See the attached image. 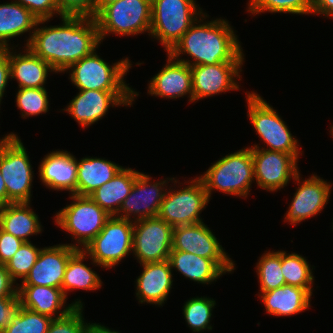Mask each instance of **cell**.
<instances>
[{"mask_svg": "<svg viewBox=\"0 0 333 333\" xmlns=\"http://www.w3.org/2000/svg\"><path fill=\"white\" fill-rule=\"evenodd\" d=\"M260 292H267L286 285L281 269V250L265 251L256 263Z\"/></svg>", "mask_w": 333, "mask_h": 333, "instance_id": "d6a6232c", "label": "cell"}, {"mask_svg": "<svg viewBox=\"0 0 333 333\" xmlns=\"http://www.w3.org/2000/svg\"><path fill=\"white\" fill-rule=\"evenodd\" d=\"M139 173L138 170L123 167L115 177L97 188L89 197L110 216H115L122 202L129 196Z\"/></svg>", "mask_w": 333, "mask_h": 333, "instance_id": "f546056e", "label": "cell"}, {"mask_svg": "<svg viewBox=\"0 0 333 333\" xmlns=\"http://www.w3.org/2000/svg\"><path fill=\"white\" fill-rule=\"evenodd\" d=\"M215 305L216 301L213 298H207V296H196L188 299L182 307L187 326L194 333H202L206 329L207 331L212 330L213 326H211L210 321L212 320V311Z\"/></svg>", "mask_w": 333, "mask_h": 333, "instance_id": "836d02e7", "label": "cell"}, {"mask_svg": "<svg viewBox=\"0 0 333 333\" xmlns=\"http://www.w3.org/2000/svg\"><path fill=\"white\" fill-rule=\"evenodd\" d=\"M173 178L174 177L154 181L148 174L140 172L135 178L129 196L122 202L115 216L133 222L157 217L169 182L172 181Z\"/></svg>", "mask_w": 333, "mask_h": 333, "instance_id": "2e32d148", "label": "cell"}, {"mask_svg": "<svg viewBox=\"0 0 333 333\" xmlns=\"http://www.w3.org/2000/svg\"><path fill=\"white\" fill-rule=\"evenodd\" d=\"M52 320L21 306L2 333H46Z\"/></svg>", "mask_w": 333, "mask_h": 333, "instance_id": "8d00e7d4", "label": "cell"}, {"mask_svg": "<svg viewBox=\"0 0 333 333\" xmlns=\"http://www.w3.org/2000/svg\"><path fill=\"white\" fill-rule=\"evenodd\" d=\"M249 146L252 152L255 184L263 190L277 192L300 172L293 155Z\"/></svg>", "mask_w": 333, "mask_h": 333, "instance_id": "9a60e30c", "label": "cell"}, {"mask_svg": "<svg viewBox=\"0 0 333 333\" xmlns=\"http://www.w3.org/2000/svg\"><path fill=\"white\" fill-rule=\"evenodd\" d=\"M38 19L21 4L3 2L0 4V47L12 48L10 39L29 32V37L23 48L27 47L33 36ZM10 42V43H9Z\"/></svg>", "mask_w": 333, "mask_h": 333, "instance_id": "484cf974", "label": "cell"}, {"mask_svg": "<svg viewBox=\"0 0 333 333\" xmlns=\"http://www.w3.org/2000/svg\"><path fill=\"white\" fill-rule=\"evenodd\" d=\"M87 333H120V332L111 330L110 328L101 325L99 323H94Z\"/></svg>", "mask_w": 333, "mask_h": 333, "instance_id": "c3c4849f", "label": "cell"}, {"mask_svg": "<svg viewBox=\"0 0 333 333\" xmlns=\"http://www.w3.org/2000/svg\"><path fill=\"white\" fill-rule=\"evenodd\" d=\"M7 204L6 184L0 172V206Z\"/></svg>", "mask_w": 333, "mask_h": 333, "instance_id": "681fc988", "label": "cell"}, {"mask_svg": "<svg viewBox=\"0 0 333 333\" xmlns=\"http://www.w3.org/2000/svg\"><path fill=\"white\" fill-rule=\"evenodd\" d=\"M138 95L136 91L79 90L62 111L86 129L103 119L111 106H132Z\"/></svg>", "mask_w": 333, "mask_h": 333, "instance_id": "7c38bea8", "label": "cell"}, {"mask_svg": "<svg viewBox=\"0 0 333 333\" xmlns=\"http://www.w3.org/2000/svg\"><path fill=\"white\" fill-rule=\"evenodd\" d=\"M171 183L174 187L172 184L168 187L158 217L173 228L203 222L200 214L206 209L210 200L201 179L199 177L189 179L185 181L188 185H183L182 188L180 185L176 186L180 182L175 178Z\"/></svg>", "mask_w": 333, "mask_h": 333, "instance_id": "9c48e42d", "label": "cell"}, {"mask_svg": "<svg viewBox=\"0 0 333 333\" xmlns=\"http://www.w3.org/2000/svg\"><path fill=\"white\" fill-rule=\"evenodd\" d=\"M330 134H331V136L333 137V125L332 126H330Z\"/></svg>", "mask_w": 333, "mask_h": 333, "instance_id": "f907efd6", "label": "cell"}, {"mask_svg": "<svg viewBox=\"0 0 333 333\" xmlns=\"http://www.w3.org/2000/svg\"><path fill=\"white\" fill-rule=\"evenodd\" d=\"M18 295L23 308L53 319L65 316L75 307L84 306L80 299L67 304V298L60 288L18 285Z\"/></svg>", "mask_w": 333, "mask_h": 333, "instance_id": "44dd1931", "label": "cell"}, {"mask_svg": "<svg viewBox=\"0 0 333 333\" xmlns=\"http://www.w3.org/2000/svg\"><path fill=\"white\" fill-rule=\"evenodd\" d=\"M213 233L204 222L177 226L173 229L172 250L212 259L226 273H233L236 267L235 261L226 253Z\"/></svg>", "mask_w": 333, "mask_h": 333, "instance_id": "4fadbf2b", "label": "cell"}, {"mask_svg": "<svg viewBox=\"0 0 333 333\" xmlns=\"http://www.w3.org/2000/svg\"><path fill=\"white\" fill-rule=\"evenodd\" d=\"M248 2L246 11L253 16L264 12L309 15L313 10V0H249Z\"/></svg>", "mask_w": 333, "mask_h": 333, "instance_id": "e575fe53", "label": "cell"}, {"mask_svg": "<svg viewBox=\"0 0 333 333\" xmlns=\"http://www.w3.org/2000/svg\"><path fill=\"white\" fill-rule=\"evenodd\" d=\"M14 49L15 47L8 48L10 79L17 81L18 88L45 87L49 73L55 72L56 74V71L28 47L20 50L21 52Z\"/></svg>", "mask_w": 333, "mask_h": 333, "instance_id": "cb8c5ba5", "label": "cell"}, {"mask_svg": "<svg viewBox=\"0 0 333 333\" xmlns=\"http://www.w3.org/2000/svg\"><path fill=\"white\" fill-rule=\"evenodd\" d=\"M21 307L19 295L17 297L0 298V333L10 324L11 318Z\"/></svg>", "mask_w": 333, "mask_h": 333, "instance_id": "7bdbcfd3", "label": "cell"}, {"mask_svg": "<svg viewBox=\"0 0 333 333\" xmlns=\"http://www.w3.org/2000/svg\"><path fill=\"white\" fill-rule=\"evenodd\" d=\"M18 284L15 282L5 265L0 264V298L1 297H17Z\"/></svg>", "mask_w": 333, "mask_h": 333, "instance_id": "ee69618b", "label": "cell"}, {"mask_svg": "<svg viewBox=\"0 0 333 333\" xmlns=\"http://www.w3.org/2000/svg\"><path fill=\"white\" fill-rule=\"evenodd\" d=\"M61 20L59 25L49 27L42 24L50 20H38L27 46L56 73H64L72 64L99 49L101 44L94 17L62 16Z\"/></svg>", "mask_w": 333, "mask_h": 333, "instance_id": "6da1fadb", "label": "cell"}, {"mask_svg": "<svg viewBox=\"0 0 333 333\" xmlns=\"http://www.w3.org/2000/svg\"><path fill=\"white\" fill-rule=\"evenodd\" d=\"M168 260L172 270H178L185 278L199 284H212L226 274L214 260L189 252L171 250Z\"/></svg>", "mask_w": 333, "mask_h": 333, "instance_id": "83f0119b", "label": "cell"}, {"mask_svg": "<svg viewBox=\"0 0 333 333\" xmlns=\"http://www.w3.org/2000/svg\"><path fill=\"white\" fill-rule=\"evenodd\" d=\"M26 7L38 20H53V16H63L56 0H13ZM58 15V16H57Z\"/></svg>", "mask_w": 333, "mask_h": 333, "instance_id": "ab89813d", "label": "cell"}, {"mask_svg": "<svg viewBox=\"0 0 333 333\" xmlns=\"http://www.w3.org/2000/svg\"><path fill=\"white\" fill-rule=\"evenodd\" d=\"M41 182L51 190L77 195V159L67 150L46 154L38 166Z\"/></svg>", "mask_w": 333, "mask_h": 333, "instance_id": "603a6c76", "label": "cell"}, {"mask_svg": "<svg viewBox=\"0 0 333 333\" xmlns=\"http://www.w3.org/2000/svg\"><path fill=\"white\" fill-rule=\"evenodd\" d=\"M41 249V247H36L31 241L24 242L13 257L6 262L5 267L15 282L18 280L22 282L29 274L31 268L36 263Z\"/></svg>", "mask_w": 333, "mask_h": 333, "instance_id": "74e56055", "label": "cell"}, {"mask_svg": "<svg viewBox=\"0 0 333 333\" xmlns=\"http://www.w3.org/2000/svg\"><path fill=\"white\" fill-rule=\"evenodd\" d=\"M207 18L209 15L203 12L168 53L190 67L244 62L241 42L229 21L221 17L206 21ZM185 54L192 61L182 58Z\"/></svg>", "mask_w": 333, "mask_h": 333, "instance_id": "7a4b0ae2", "label": "cell"}, {"mask_svg": "<svg viewBox=\"0 0 333 333\" xmlns=\"http://www.w3.org/2000/svg\"><path fill=\"white\" fill-rule=\"evenodd\" d=\"M78 249L66 244L43 247L29 274L18 285L60 288L69 258Z\"/></svg>", "mask_w": 333, "mask_h": 333, "instance_id": "d6986e66", "label": "cell"}, {"mask_svg": "<svg viewBox=\"0 0 333 333\" xmlns=\"http://www.w3.org/2000/svg\"><path fill=\"white\" fill-rule=\"evenodd\" d=\"M123 167L105 158L83 157L77 160V195L90 196L115 177Z\"/></svg>", "mask_w": 333, "mask_h": 333, "instance_id": "f1b7e54d", "label": "cell"}, {"mask_svg": "<svg viewBox=\"0 0 333 333\" xmlns=\"http://www.w3.org/2000/svg\"><path fill=\"white\" fill-rule=\"evenodd\" d=\"M173 229L158 216L134 221L132 253L139 264L169 259Z\"/></svg>", "mask_w": 333, "mask_h": 333, "instance_id": "5bb4252c", "label": "cell"}, {"mask_svg": "<svg viewBox=\"0 0 333 333\" xmlns=\"http://www.w3.org/2000/svg\"><path fill=\"white\" fill-rule=\"evenodd\" d=\"M314 267L311 269V265L302 255L281 250V269L287 285L305 288L313 295Z\"/></svg>", "mask_w": 333, "mask_h": 333, "instance_id": "1f68e13d", "label": "cell"}, {"mask_svg": "<svg viewBox=\"0 0 333 333\" xmlns=\"http://www.w3.org/2000/svg\"><path fill=\"white\" fill-rule=\"evenodd\" d=\"M83 307H75L63 317L55 318L46 333H87L94 323L85 322Z\"/></svg>", "mask_w": 333, "mask_h": 333, "instance_id": "f35d334b", "label": "cell"}, {"mask_svg": "<svg viewBox=\"0 0 333 333\" xmlns=\"http://www.w3.org/2000/svg\"><path fill=\"white\" fill-rule=\"evenodd\" d=\"M203 12L195 0H151L149 36L168 53Z\"/></svg>", "mask_w": 333, "mask_h": 333, "instance_id": "5b68a950", "label": "cell"}, {"mask_svg": "<svg viewBox=\"0 0 333 333\" xmlns=\"http://www.w3.org/2000/svg\"><path fill=\"white\" fill-rule=\"evenodd\" d=\"M300 175L299 172L293 179L297 181L295 183L298 187L284 215V222L293 226L321 213L328 204L332 187L323 177L312 174L309 178L301 180Z\"/></svg>", "mask_w": 333, "mask_h": 333, "instance_id": "e0dca14e", "label": "cell"}, {"mask_svg": "<svg viewBox=\"0 0 333 333\" xmlns=\"http://www.w3.org/2000/svg\"><path fill=\"white\" fill-rule=\"evenodd\" d=\"M88 255L81 249H78L68 260L61 289L68 299V291L85 290L96 291L102 287L103 282L99 274L88 267L84 261H87Z\"/></svg>", "mask_w": 333, "mask_h": 333, "instance_id": "4dcf8cb0", "label": "cell"}, {"mask_svg": "<svg viewBox=\"0 0 333 333\" xmlns=\"http://www.w3.org/2000/svg\"><path fill=\"white\" fill-rule=\"evenodd\" d=\"M247 117L262 143V149L293 155L297 160L303 154L298 139L292 135L282 117L260 94L246 91ZM266 148H265V147ZM300 155V156H299Z\"/></svg>", "mask_w": 333, "mask_h": 333, "instance_id": "277c9868", "label": "cell"}, {"mask_svg": "<svg viewBox=\"0 0 333 333\" xmlns=\"http://www.w3.org/2000/svg\"><path fill=\"white\" fill-rule=\"evenodd\" d=\"M71 204L55 214V223L72 236L71 247L83 250L111 217L89 196L70 194Z\"/></svg>", "mask_w": 333, "mask_h": 333, "instance_id": "ba28073f", "label": "cell"}, {"mask_svg": "<svg viewBox=\"0 0 333 333\" xmlns=\"http://www.w3.org/2000/svg\"><path fill=\"white\" fill-rule=\"evenodd\" d=\"M95 20L101 42L111 33L128 37L145 32L150 35L151 0H118L106 6Z\"/></svg>", "mask_w": 333, "mask_h": 333, "instance_id": "30bf717a", "label": "cell"}, {"mask_svg": "<svg viewBox=\"0 0 333 333\" xmlns=\"http://www.w3.org/2000/svg\"><path fill=\"white\" fill-rule=\"evenodd\" d=\"M312 14L333 18V0H313Z\"/></svg>", "mask_w": 333, "mask_h": 333, "instance_id": "bcb514c9", "label": "cell"}, {"mask_svg": "<svg viewBox=\"0 0 333 333\" xmlns=\"http://www.w3.org/2000/svg\"><path fill=\"white\" fill-rule=\"evenodd\" d=\"M142 273L136 277V297L139 303L163 306L173 285L169 260L140 264Z\"/></svg>", "mask_w": 333, "mask_h": 333, "instance_id": "7402d4cb", "label": "cell"}, {"mask_svg": "<svg viewBox=\"0 0 333 333\" xmlns=\"http://www.w3.org/2000/svg\"><path fill=\"white\" fill-rule=\"evenodd\" d=\"M43 88H19L16 93V106L23 119L29 116L46 114L49 111L48 92Z\"/></svg>", "mask_w": 333, "mask_h": 333, "instance_id": "d590c367", "label": "cell"}, {"mask_svg": "<svg viewBox=\"0 0 333 333\" xmlns=\"http://www.w3.org/2000/svg\"><path fill=\"white\" fill-rule=\"evenodd\" d=\"M244 62H221L214 65L190 67L192 72L193 102L219 93L238 91ZM239 79V80H238ZM238 80V81H237Z\"/></svg>", "mask_w": 333, "mask_h": 333, "instance_id": "ac0fdd59", "label": "cell"}, {"mask_svg": "<svg viewBox=\"0 0 333 333\" xmlns=\"http://www.w3.org/2000/svg\"><path fill=\"white\" fill-rule=\"evenodd\" d=\"M10 79L8 48L0 47V105Z\"/></svg>", "mask_w": 333, "mask_h": 333, "instance_id": "f6af8a7d", "label": "cell"}, {"mask_svg": "<svg viewBox=\"0 0 333 333\" xmlns=\"http://www.w3.org/2000/svg\"><path fill=\"white\" fill-rule=\"evenodd\" d=\"M118 0H95L94 18L108 5L117 2Z\"/></svg>", "mask_w": 333, "mask_h": 333, "instance_id": "7dc6e473", "label": "cell"}, {"mask_svg": "<svg viewBox=\"0 0 333 333\" xmlns=\"http://www.w3.org/2000/svg\"><path fill=\"white\" fill-rule=\"evenodd\" d=\"M131 67L128 57L110 65L95 50L72 64L64 73L69 72L71 84L79 90L134 91L124 80Z\"/></svg>", "mask_w": 333, "mask_h": 333, "instance_id": "52a82bcc", "label": "cell"}, {"mask_svg": "<svg viewBox=\"0 0 333 333\" xmlns=\"http://www.w3.org/2000/svg\"><path fill=\"white\" fill-rule=\"evenodd\" d=\"M167 62L162 69L148 81L147 93L167 99H179L185 95L193 103L192 72L186 63L177 61L167 53Z\"/></svg>", "mask_w": 333, "mask_h": 333, "instance_id": "ffe728a7", "label": "cell"}, {"mask_svg": "<svg viewBox=\"0 0 333 333\" xmlns=\"http://www.w3.org/2000/svg\"><path fill=\"white\" fill-rule=\"evenodd\" d=\"M211 164L204 174L198 176L204 184L209 200L215 190L226 195L248 197L255 181L250 147H243Z\"/></svg>", "mask_w": 333, "mask_h": 333, "instance_id": "3957f363", "label": "cell"}, {"mask_svg": "<svg viewBox=\"0 0 333 333\" xmlns=\"http://www.w3.org/2000/svg\"><path fill=\"white\" fill-rule=\"evenodd\" d=\"M63 16L94 17L95 0H56Z\"/></svg>", "mask_w": 333, "mask_h": 333, "instance_id": "60d3db41", "label": "cell"}, {"mask_svg": "<svg viewBox=\"0 0 333 333\" xmlns=\"http://www.w3.org/2000/svg\"><path fill=\"white\" fill-rule=\"evenodd\" d=\"M134 222L111 216L99 234L83 249L92 265L107 270L132 254Z\"/></svg>", "mask_w": 333, "mask_h": 333, "instance_id": "8fae6325", "label": "cell"}, {"mask_svg": "<svg viewBox=\"0 0 333 333\" xmlns=\"http://www.w3.org/2000/svg\"><path fill=\"white\" fill-rule=\"evenodd\" d=\"M265 311L270 316L284 317L297 315L311 307L312 295L305 289L283 285L258 294Z\"/></svg>", "mask_w": 333, "mask_h": 333, "instance_id": "d4e9b609", "label": "cell"}, {"mask_svg": "<svg viewBox=\"0 0 333 333\" xmlns=\"http://www.w3.org/2000/svg\"><path fill=\"white\" fill-rule=\"evenodd\" d=\"M30 205V202L1 205L0 229L24 242H30L32 235L41 234L40 218Z\"/></svg>", "mask_w": 333, "mask_h": 333, "instance_id": "4316f807", "label": "cell"}, {"mask_svg": "<svg viewBox=\"0 0 333 333\" xmlns=\"http://www.w3.org/2000/svg\"><path fill=\"white\" fill-rule=\"evenodd\" d=\"M23 243V240L0 229V264L5 265Z\"/></svg>", "mask_w": 333, "mask_h": 333, "instance_id": "b9f144b4", "label": "cell"}, {"mask_svg": "<svg viewBox=\"0 0 333 333\" xmlns=\"http://www.w3.org/2000/svg\"><path fill=\"white\" fill-rule=\"evenodd\" d=\"M0 172L6 184L7 204L31 203L34 171L23 142L14 132L0 138Z\"/></svg>", "mask_w": 333, "mask_h": 333, "instance_id": "8992f818", "label": "cell"}]
</instances>
